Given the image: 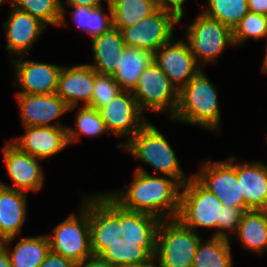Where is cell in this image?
<instances>
[{
	"label": "cell",
	"mask_w": 267,
	"mask_h": 267,
	"mask_svg": "<svg viewBox=\"0 0 267 267\" xmlns=\"http://www.w3.org/2000/svg\"><path fill=\"white\" fill-rule=\"evenodd\" d=\"M186 0H159V9L173 13L179 20L183 17L182 4Z\"/></svg>",
	"instance_id": "d590c367"
},
{
	"label": "cell",
	"mask_w": 267,
	"mask_h": 267,
	"mask_svg": "<svg viewBox=\"0 0 267 267\" xmlns=\"http://www.w3.org/2000/svg\"><path fill=\"white\" fill-rule=\"evenodd\" d=\"M236 174L246 206L267 210V166L255 162L236 164Z\"/></svg>",
	"instance_id": "ffe728a7"
},
{
	"label": "cell",
	"mask_w": 267,
	"mask_h": 267,
	"mask_svg": "<svg viewBox=\"0 0 267 267\" xmlns=\"http://www.w3.org/2000/svg\"><path fill=\"white\" fill-rule=\"evenodd\" d=\"M235 233L247 249L257 253L267 250V210L244 211Z\"/></svg>",
	"instance_id": "cb8c5ba5"
},
{
	"label": "cell",
	"mask_w": 267,
	"mask_h": 267,
	"mask_svg": "<svg viewBox=\"0 0 267 267\" xmlns=\"http://www.w3.org/2000/svg\"><path fill=\"white\" fill-rule=\"evenodd\" d=\"M0 267H11L10 257L5 248L0 251Z\"/></svg>",
	"instance_id": "ab89813d"
},
{
	"label": "cell",
	"mask_w": 267,
	"mask_h": 267,
	"mask_svg": "<svg viewBox=\"0 0 267 267\" xmlns=\"http://www.w3.org/2000/svg\"><path fill=\"white\" fill-rule=\"evenodd\" d=\"M221 212V222L217 225V229L219 228L220 230L214 233L213 236L228 238L227 233L223 232V229H228L233 232L237 231L244 210L229 205H223Z\"/></svg>",
	"instance_id": "836d02e7"
},
{
	"label": "cell",
	"mask_w": 267,
	"mask_h": 267,
	"mask_svg": "<svg viewBox=\"0 0 267 267\" xmlns=\"http://www.w3.org/2000/svg\"><path fill=\"white\" fill-rule=\"evenodd\" d=\"M3 152L6 168L16 188L2 182L0 185L23 192L38 191L44 181L42 167L37 161L40 159L21 151L11 142L6 144Z\"/></svg>",
	"instance_id": "9a60e30c"
},
{
	"label": "cell",
	"mask_w": 267,
	"mask_h": 267,
	"mask_svg": "<svg viewBox=\"0 0 267 267\" xmlns=\"http://www.w3.org/2000/svg\"><path fill=\"white\" fill-rule=\"evenodd\" d=\"M5 239L0 235V251L4 249Z\"/></svg>",
	"instance_id": "ee69618b"
},
{
	"label": "cell",
	"mask_w": 267,
	"mask_h": 267,
	"mask_svg": "<svg viewBox=\"0 0 267 267\" xmlns=\"http://www.w3.org/2000/svg\"><path fill=\"white\" fill-rule=\"evenodd\" d=\"M160 219L124 209L108 193L89 198L91 249L116 266L151 262Z\"/></svg>",
	"instance_id": "6da1fadb"
},
{
	"label": "cell",
	"mask_w": 267,
	"mask_h": 267,
	"mask_svg": "<svg viewBox=\"0 0 267 267\" xmlns=\"http://www.w3.org/2000/svg\"><path fill=\"white\" fill-rule=\"evenodd\" d=\"M153 61V53L143 48L126 46L119 66L112 75L122 90L132 91L144 69Z\"/></svg>",
	"instance_id": "603a6c76"
},
{
	"label": "cell",
	"mask_w": 267,
	"mask_h": 267,
	"mask_svg": "<svg viewBox=\"0 0 267 267\" xmlns=\"http://www.w3.org/2000/svg\"><path fill=\"white\" fill-rule=\"evenodd\" d=\"M10 6L29 13L44 25L65 23V9L60 0H11Z\"/></svg>",
	"instance_id": "83f0119b"
},
{
	"label": "cell",
	"mask_w": 267,
	"mask_h": 267,
	"mask_svg": "<svg viewBox=\"0 0 267 267\" xmlns=\"http://www.w3.org/2000/svg\"><path fill=\"white\" fill-rule=\"evenodd\" d=\"M229 160L217 163H207L202 166L200 173L193 175L205 188L214 193L223 205L250 210L241 194L240 183L237 179L236 164Z\"/></svg>",
	"instance_id": "8fae6325"
},
{
	"label": "cell",
	"mask_w": 267,
	"mask_h": 267,
	"mask_svg": "<svg viewBox=\"0 0 267 267\" xmlns=\"http://www.w3.org/2000/svg\"><path fill=\"white\" fill-rule=\"evenodd\" d=\"M4 23L7 38V50L18 55L27 54L35 40H38L45 29L44 25L37 18L29 13L20 11L15 7Z\"/></svg>",
	"instance_id": "d6986e66"
},
{
	"label": "cell",
	"mask_w": 267,
	"mask_h": 267,
	"mask_svg": "<svg viewBox=\"0 0 267 267\" xmlns=\"http://www.w3.org/2000/svg\"><path fill=\"white\" fill-rule=\"evenodd\" d=\"M171 42L172 40L165 43L153 53V61L166 73L171 83L179 91L201 69H199L189 44L183 40L174 44Z\"/></svg>",
	"instance_id": "4fadbf2b"
},
{
	"label": "cell",
	"mask_w": 267,
	"mask_h": 267,
	"mask_svg": "<svg viewBox=\"0 0 267 267\" xmlns=\"http://www.w3.org/2000/svg\"><path fill=\"white\" fill-rule=\"evenodd\" d=\"M265 58H264V62H263V65H262V71L267 73V50H266V53H265Z\"/></svg>",
	"instance_id": "b9f144b4"
},
{
	"label": "cell",
	"mask_w": 267,
	"mask_h": 267,
	"mask_svg": "<svg viewBox=\"0 0 267 267\" xmlns=\"http://www.w3.org/2000/svg\"><path fill=\"white\" fill-rule=\"evenodd\" d=\"M94 86V69L89 64L62 67L58 78L56 95L69 107L75 108L79 100L88 106L91 102Z\"/></svg>",
	"instance_id": "ac0fdd59"
},
{
	"label": "cell",
	"mask_w": 267,
	"mask_h": 267,
	"mask_svg": "<svg viewBox=\"0 0 267 267\" xmlns=\"http://www.w3.org/2000/svg\"><path fill=\"white\" fill-rule=\"evenodd\" d=\"M127 143H120L118 147L126 149L132 156L154 167L156 171L173 177L181 185L189 180V178L184 177L185 175L169 142L154 125L146 123L135 136L129 138Z\"/></svg>",
	"instance_id": "277c9868"
},
{
	"label": "cell",
	"mask_w": 267,
	"mask_h": 267,
	"mask_svg": "<svg viewBox=\"0 0 267 267\" xmlns=\"http://www.w3.org/2000/svg\"><path fill=\"white\" fill-rule=\"evenodd\" d=\"M181 186L173 177L169 176V179H166L151 176L139 167L128 189H123L126 191L118 194L113 192L114 194L109 193V195L124 209L148 213L164 220L167 210L171 218L178 217L180 210L178 191Z\"/></svg>",
	"instance_id": "7a4b0ae2"
},
{
	"label": "cell",
	"mask_w": 267,
	"mask_h": 267,
	"mask_svg": "<svg viewBox=\"0 0 267 267\" xmlns=\"http://www.w3.org/2000/svg\"><path fill=\"white\" fill-rule=\"evenodd\" d=\"M208 4L203 13L220 21L232 31L249 12L247 0H208Z\"/></svg>",
	"instance_id": "f1b7e54d"
},
{
	"label": "cell",
	"mask_w": 267,
	"mask_h": 267,
	"mask_svg": "<svg viewBox=\"0 0 267 267\" xmlns=\"http://www.w3.org/2000/svg\"><path fill=\"white\" fill-rule=\"evenodd\" d=\"M73 8V20L77 24V26L88 32L92 36V38L101 35L105 31H107L112 24V8L110 3L108 2V9L110 16L106 17L103 13L102 7L99 8H91L84 6H70Z\"/></svg>",
	"instance_id": "f546056e"
},
{
	"label": "cell",
	"mask_w": 267,
	"mask_h": 267,
	"mask_svg": "<svg viewBox=\"0 0 267 267\" xmlns=\"http://www.w3.org/2000/svg\"><path fill=\"white\" fill-rule=\"evenodd\" d=\"M86 202H83L79 216L73 214L66 218L54 228L52 236L48 237L51 251L73 260L76 264L83 262L93 254L89 224V199Z\"/></svg>",
	"instance_id": "52a82bcc"
},
{
	"label": "cell",
	"mask_w": 267,
	"mask_h": 267,
	"mask_svg": "<svg viewBox=\"0 0 267 267\" xmlns=\"http://www.w3.org/2000/svg\"><path fill=\"white\" fill-rule=\"evenodd\" d=\"M26 134L12 142L21 151L38 159H47L66 148L68 143L67 127L59 123L52 126H27Z\"/></svg>",
	"instance_id": "5bb4252c"
},
{
	"label": "cell",
	"mask_w": 267,
	"mask_h": 267,
	"mask_svg": "<svg viewBox=\"0 0 267 267\" xmlns=\"http://www.w3.org/2000/svg\"><path fill=\"white\" fill-rule=\"evenodd\" d=\"M38 267H78V264L50 250Z\"/></svg>",
	"instance_id": "e575fe53"
},
{
	"label": "cell",
	"mask_w": 267,
	"mask_h": 267,
	"mask_svg": "<svg viewBox=\"0 0 267 267\" xmlns=\"http://www.w3.org/2000/svg\"><path fill=\"white\" fill-rule=\"evenodd\" d=\"M149 3H153L159 9V0H143Z\"/></svg>",
	"instance_id": "7bdbcfd3"
},
{
	"label": "cell",
	"mask_w": 267,
	"mask_h": 267,
	"mask_svg": "<svg viewBox=\"0 0 267 267\" xmlns=\"http://www.w3.org/2000/svg\"><path fill=\"white\" fill-rule=\"evenodd\" d=\"M16 74L21 91L17 94H54L62 67L43 62L16 60Z\"/></svg>",
	"instance_id": "e0dca14e"
},
{
	"label": "cell",
	"mask_w": 267,
	"mask_h": 267,
	"mask_svg": "<svg viewBox=\"0 0 267 267\" xmlns=\"http://www.w3.org/2000/svg\"><path fill=\"white\" fill-rule=\"evenodd\" d=\"M217 90L201 70L178 91V103L172 119L216 129L220 121Z\"/></svg>",
	"instance_id": "3957f363"
},
{
	"label": "cell",
	"mask_w": 267,
	"mask_h": 267,
	"mask_svg": "<svg viewBox=\"0 0 267 267\" xmlns=\"http://www.w3.org/2000/svg\"><path fill=\"white\" fill-rule=\"evenodd\" d=\"M106 1V0H105ZM109 0H107V3ZM66 3L69 6H84L91 8H99L101 7V0H66Z\"/></svg>",
	"instance_id": "f35d334b"
},
{
	"label": "cell",
	"mask_w": 267,
	"mask_h": 267,
	"mask_svg": "<svg viewBox=\"0 0 267 267\" xmlns=\"http://www.w3.org/2000/svg\"><path fill=\"white\" fill-rule=\"evenodd\" d=\"M6 246L4 248L10 257L11 267H38L50 251L48 236L25 237L11 252Z\"/></svg>",
	"instance_id": "d4e9b609"
},
{
	"label": "cell",
	"mask_w": 267,
	"mask_h": 267,
	"mask_svg": "<svg viewBox=\"0 0 267 267\" xmlns=\"http://www.w3.org/2000/svg\"><path fill=\"white\" fill-rule=\"evenodd\" d=\"M131 92L142 112L145 109L152 111L169 109L173 118L178 103V89L154 61L141 73L136 87Z\"/></svg>",
	"instance_id": "ba28073f"
},
{
	"label": "cell",
	"mask_w": 267,
	"mask_h": 267,
	"mask_svg": "<svg viewBox=\"0 0 267 267\" xmlns=\"http://www.w3.org/2000/svg\"><path fill=\"white\" fill-rule=\"evenodd\" d=\"M249 11L267 16V0H247Z\"/></svg>",
	"instance_id": "74e56055"
},
{
	"label": "cell",
	"mask_w": 267,
	"mask_h": 267,
	"mask_svg": "<svg viewBox=\"0 0 267 267\" xmlns=\"http://www.w3.org/2000/svg\"><path fill=\"white\" fill-rule=\"evenodd\" d=\"M78 267H118L106 261L100 255L92 254L83 262L78 264Z\"/></svg>",
	"instance_id": "8d00e7d4"
},
{
	"label": "cell",
	"mask_w": 267,
	"mask_h": 267,
	"mask_svg": "<svg viewBox=\"0 0 267 267\" xmlns=\"http://www.w3.org/2000/svg\"><path fill=\"white\" fill-rule=\"evenodd\" d=\"M168 221L161 220L157 231V267H192L201 238L179 219Z\"/></svg>",
	"instance_id": "5b68a950"
},
{
	"label": "cell",
	"mask_w": 267,
	"mask_h": 267,
	"mask_svg": "<svg viewBox=\"0 0 267 267\" xmlns=\"http://www.w3.org/2000/svg\"><path fill=\"white\" fill-rule=\"evenodd\" d=\"M23 126H52L50 121L57 119L69 107L54 94H17Z\"/></svg>",
	"instance_id": "2e32d148"
},
{
	"label": "cell",
	"mask_w": 267,
	"mask_h": 267,
	"mask_svg": "<svg viewBox=\"0 0 267 267\" xmlns=\"http://www.w3.org/2000/svg\"><path fill=\"white\" fill-rule=\"evenodd\" d=\"M108 132L119 136H135L147 123L131 91L122 90L109 103L97 109Z\"/></svg>",
	"instance_id": "7c38bea8"
},
{
	"label": "cell",
	"mask_w": 267,
	"mask_h": 267,
	"mask_svg": "<svg viewBox=\"0 0 267 267\" xmlns=\"http://www.w3.org/2000/svg\"><path fill=\"white\" fill-rule=\"evenodd\" d=\"M26 218V192L0 185V235L5 244L19 233Z\"/></svg>",
	"instance_id": "7402d4cb"
},
{
	"label": "cell",
	"mask_w": 267,
	"mask_h": 267,
	"mask_svg": "<svg viewBox=\"0 0 267 267\" xmlns=\"http://www.w3.org/2000/svg\"><path fill=\"white\" fill-rule=\"evenodd\" d=\"M122 91L112 75L97 73L94 70V86L91 102L88 107L99 109L109 103Z\"/></svg>",
	"instance_id": "d6a6232c"
},
{
	"label": "cell",
	"mask_w": 267,
	"mask_h": 267,
	"mask_svg": "<svg viewBox=\"0 0 267 267\" xmlns=\"http://www.w3.org/2000/svg\"><path fill=\"white\" fill-rule=\"evenodd\" d=\"M76 126L78 130L66 128L69 145L78 141L81 134L93 137L107 131L98 110L85 105L78 109Z\"/></svg>",
	"instance_id": "4dcf8cb0"
},
{
	"label": "cell",
	"mask_w": 267,
	"mask_h": 267,
	"mask_svg": "<svg viewBox=\"0 0 267 267\" xmlns=\"http://www.w3.org/2000/svg\"><path fill=\"white\" fill-rule=\"evenodd\" d=\"M232 32L234 45L244 43L249 37L256 40L267 37V16L249 11Z\"/></svg>",
	"instance_id": "1f68e13d"
},
{
	"label": "cell",
	"mask_w": 267,
	"mask_h": 267,
	"mask_svg": "<svg viewBox=\"0 0 267 267\" xmlns=\"http://www.w3.org/2000/svg\"><path fill=\"white\" fill-rule=\"evenodd\" d=\"M114 27H126L151 16L158 8L143 0H109Z\"/></svg>",
	"instance_id": "4316f807"
},
{
	"label": "cell",
	"mask_w": 267,
	"mask_h": 267,
	"mask_svg": "<svg viewBox=\"0 0 267 267\" xmlns=\"http://www.w3.org/2000/svg\"><path fill=\"white\" fill-rule=\"evenodd\" d=\"M179 22L173 13L158 9L136 24L117 28L120 29L126 46L143 48L154 53L172 40L173 26Z\"/></svg>",
	"instance_id": "9c48e42d"
},
{
	"label": "cell",
	"mask_w": 267,
	"mask_h": 267,
	"mask_svg": "<svg viewBox=\"0 0 267 267\" xmlns=\"http://www.w3.org/2000/svg\"><path fill=\"white\" fill-rule=\"evenodd\" d=\"M177 219L195 231L196 227L217 228L221 222L222 202L193 175L181 186Z\"/></svg>",
	"instance_id": "8992f818"
},
{
	"label": "cell",
	"mask_w": 267,
	"mask_h": 267,
	"mask_svg": "<svg viewBox=\"0 0 267 267\" xmlns=\"http://www.w3.org/2000/svg\"><path fill=\"white\" fill-rule=\"evenodd\" d=\"M94 64L90 65L97 73L113 75L126 49L119 28L110 27L99 36L92 38Z\"/></svg>",
	"instance_id": "44dd1931"
},
{
	"label": "cell",
	"mask_w": 267,
	"mask_h": 267,
	"mask_svg": "<svg viewBox=\"0 0 267 267\" xmlns=\"http://www.w3.org/2000/svg\"><path fill=\"white\" fill-rule=\"evenodd\" d=\"M156 261L154 258L151 262H148L146 264H140V265H123L119 267H157L153 262Z\"/></svg>",
	"instance_id": "60d3db41"
},
{
	"label": "cell",
	"mask_w": 267,
	"mask_h": 267,
	"mask_svg": "<svg viewBox=\"0 0 267 267\" xmlns=\"http://www.w3.org/2000/svg\"><path fill=\"white\" fill-rule=\"evenodd\" d=\"M192 267H232L229 238L213 236L205 243L200 240Z\"/></svg>",
	"instance_id": "484cf974"
},
{
	"label": "cell",
	"mask_w": 267,
	"mask_h": 267,
	"mask_svg": "<svg viewBox=\"0 0 267 267\" xmlns=\"http://www.w3.org/2000/svg\"><path fill=\"white\" fill-rule=\"evenodd\" d=\"M187 37L197 63L215 61L227 44L234 45L232 30L203 12L188 27Z\"/></svg>",
	"instance_id": "30bf717a"
}]
</instances>
